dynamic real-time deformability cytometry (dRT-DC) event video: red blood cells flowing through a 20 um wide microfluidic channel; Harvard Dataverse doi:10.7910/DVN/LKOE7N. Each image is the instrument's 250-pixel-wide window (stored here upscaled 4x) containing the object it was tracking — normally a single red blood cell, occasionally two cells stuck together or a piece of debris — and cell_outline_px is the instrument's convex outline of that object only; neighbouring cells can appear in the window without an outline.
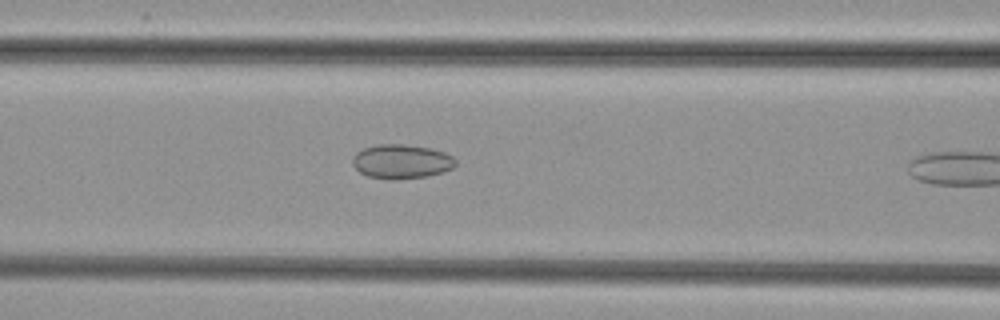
{"species": "common noctule bat (a hibernating species)", "species_latin": "Nyctalus noctula", "temperature_condition": "cold", "stored_images_in_passage": 10, "camera_frame_rate_fps": 3000, "um_per_image_px": 0.085, "animal": {"sex": "female", "body_mass_g": 29.2, "forearm_length_mm": 56.3}, "frame": {"image": 1, "passage_image": 9, "time_ms": 2.667, "image_size_px": [1000, 320], "cell_outline_px": [[456, 164], [452, 168], [444, 172], [428, 176], [396, 180], [388, 180], [368, 176], [360, 172], [352, 164], [352, 156], [356, 152], [364, 148], [376, 144], [404, 144], [432, 148], [444, 152], [452, 156], [456, 160]], "centroid_in_image_um": [34.12, 13.73], "position_along_channel_um": 132.5, "area_um2": 20.87}}